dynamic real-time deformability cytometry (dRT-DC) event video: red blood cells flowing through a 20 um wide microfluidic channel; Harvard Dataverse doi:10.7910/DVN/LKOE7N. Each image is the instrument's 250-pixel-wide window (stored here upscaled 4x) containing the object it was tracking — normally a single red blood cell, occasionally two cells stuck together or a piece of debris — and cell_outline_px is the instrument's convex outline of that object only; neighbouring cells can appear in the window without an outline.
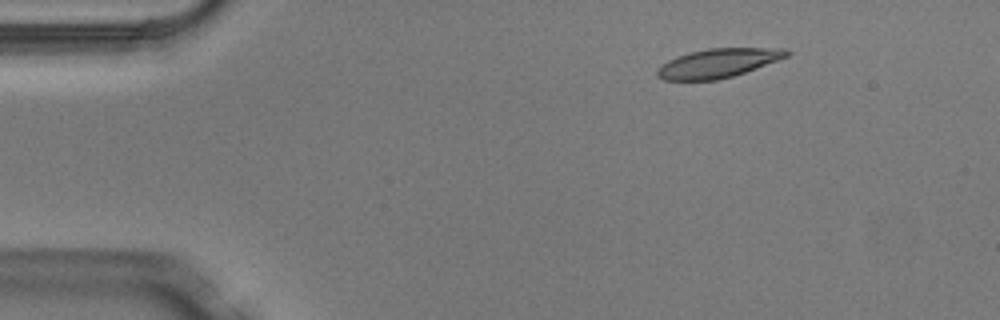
{"species": "Egyptian fruit bat (a non-hibernating species)", "species_latin": "Rousettus aegyptiacus", "temperature_condition": "warm", "stored_images_in_passage": 4, "camera_frame_rate_fps": 3000, "um_per_image_px": 0.085, "animal": {"sex": "male"}, "frame": {"image": 1, "passage_image": 2, "time_ms": 0.333, "image_size_px": [1000, 320], "cell_outline_px": [[792, 52], [788, 56], [744, 72], [732, 76], [716, 80], [664, 80], [656, 76], [656, 72], [668, 60], [676, 56], [708, 48], [788, 48]], "centroid_in_image_um": [61.05, 5.36], "position_along_channel_um": 23.9, "area_um2": 21.62}}
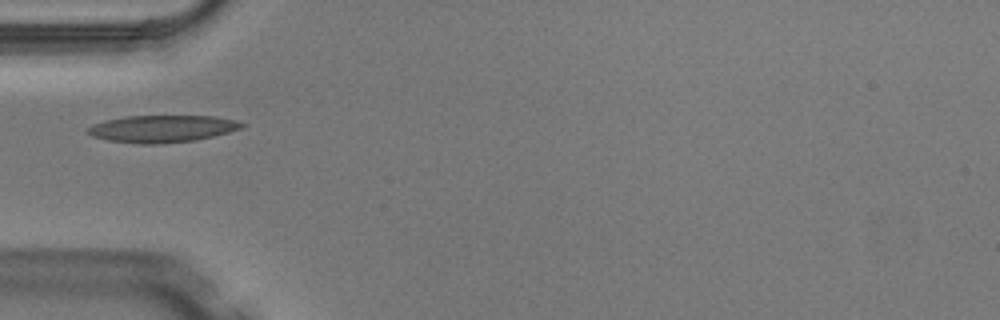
{"frame": {"image": 2, "passage_image": 4, "time_ms": 1.0, "image_size_px": [1000, 320], "cell_outline_px": [[248, 124], [244, 128], [196, 140], [160, 144], [140, 144], [108, 140], [92, 136], [88, 132], [88, 128], [92, 124], [104, 120], [124, 116], [212, 116], [236, 120]], "centroid_in_image_um": [13.81, 10.94], "position_along_channel_um": 71.2, "area_um2": 24.45}}